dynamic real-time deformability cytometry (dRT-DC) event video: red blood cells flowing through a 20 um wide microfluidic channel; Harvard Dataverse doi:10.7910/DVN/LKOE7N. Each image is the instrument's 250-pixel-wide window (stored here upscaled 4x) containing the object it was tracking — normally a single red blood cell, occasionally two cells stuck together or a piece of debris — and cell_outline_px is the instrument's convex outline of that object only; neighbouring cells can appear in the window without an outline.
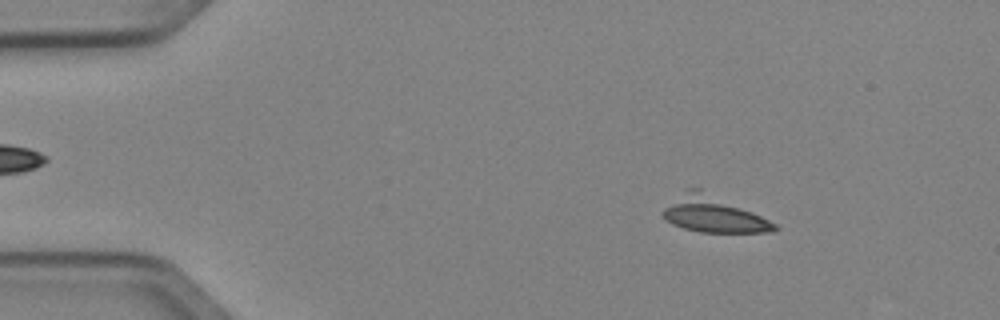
{"species": "Egyptian fruit bat (a non-hibernating species)", "species_latin": "Rousettus aegyptiacus", "temperature_condition": "cold", "stored_images_in_passage": 3, "camera_frame_rate_fps": 3000, "um_per_image_px": 0.085, "animal": {"sex": "female"}, "frame": {"image": 1, "passage_image": 1, "time_ms": 0.0, "image_size_px": [1000, 320], "cell_outline_px": [[780, 228], [772, 232], [700, 232], [684, 228], [672, 224], [664, 220], [664, 208], [688, 188], [700, 188], [752, 212], [776, 224]], "centroid_in_image_um": [60.63, 18.23], "position_along_channel_um": 24.4, "area_um2": 22.89}}